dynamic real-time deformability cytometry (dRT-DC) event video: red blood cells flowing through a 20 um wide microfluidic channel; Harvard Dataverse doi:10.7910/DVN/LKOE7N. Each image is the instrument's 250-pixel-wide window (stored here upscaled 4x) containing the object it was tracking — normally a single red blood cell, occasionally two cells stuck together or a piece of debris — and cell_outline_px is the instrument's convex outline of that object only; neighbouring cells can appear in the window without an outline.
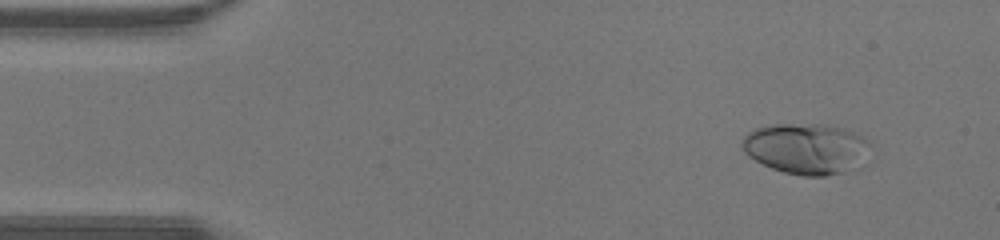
{"species": "human", "species_latin": "Homo sapiens", "temperature_condition": "warm", "stored_images_in_passage": 44, "camera_frame_rate_fps": 3000, "um_per_image_px": 0.085, "donor": {"sex": "male"}, "frame": {"image": 1, "passage_image": 2, "time_ms": 0.333, "image_size_px": [1000, 240], "cell_outline_px": [[864, 140], [848, 168], [844, 172], [824, 176], [800, 176], [784, 172], [772, 168], [748, 156], [744, 152], [740, 144], [744, 136], [748, 132], [756, 128], [772, 124], [824, 124], [844, 128], [860, 136]], "centroid_in_image_um": [68.25, 12.6], "position_along_channel_um": 16.7, "area_um2": 36.01}}
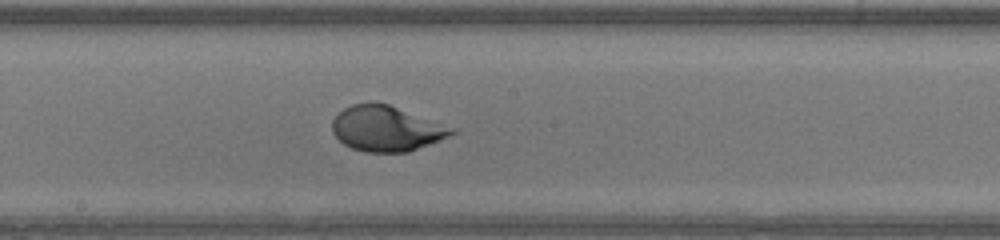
{"frame": {"image": 2, "passage_image": 22, "time_ms": 7.0, "image_size_px": [1000, 240], "cell_outline_px": [[456, 132], [448, 136], [408, 152], [364, 152], [352, 148], [344, 144], [332, 132], [332, 120], [344, 108], [352, 104], [368, 100], [372, 100], [388, 104], [456, 128]], "centroid_in_image_um": [32.81, 10.9], "position_along_channel_um": 215.4, "area_um2": 31.62}}
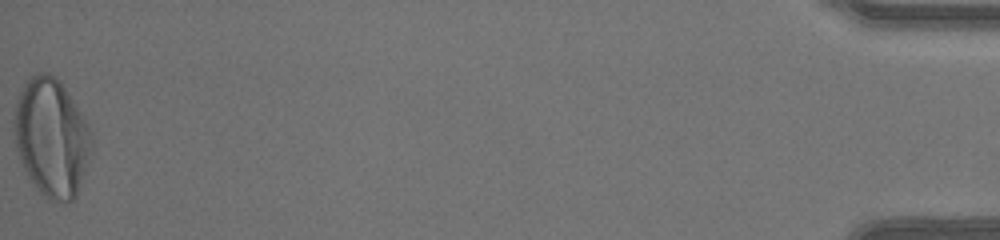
{"frame": {"image": 3, "passage_image": 44, "time_ms": 14.333, "image_size_px": [1000, 240], "cell_outline_px": [[92, 152], [76, 196], [68, 204], [60, 204], [48, 200], [36, 188], [28, 176], [20, 160], [16, 148], [12, 120], [16, 100], [24, 84], [36, 72], [48, 72], [56, 76], [60, 80], [88, 124], [92, 132]], "centroid_in_image_um": [4.38, 11.71], "position_along_channel_um": 430.8, "area_um2": 53.99}, "authors_computed_cell_mechanics": {"area_um2": 33.4662, "velocity_mm_per_s": 4.4505, "shape_relaxation_time_tau1_ms": 2.9151, "shape_relaxation_time_tau2_ms": null, "deformation_change_tau1": 0.2178, "deformation_change_tau2": null}}